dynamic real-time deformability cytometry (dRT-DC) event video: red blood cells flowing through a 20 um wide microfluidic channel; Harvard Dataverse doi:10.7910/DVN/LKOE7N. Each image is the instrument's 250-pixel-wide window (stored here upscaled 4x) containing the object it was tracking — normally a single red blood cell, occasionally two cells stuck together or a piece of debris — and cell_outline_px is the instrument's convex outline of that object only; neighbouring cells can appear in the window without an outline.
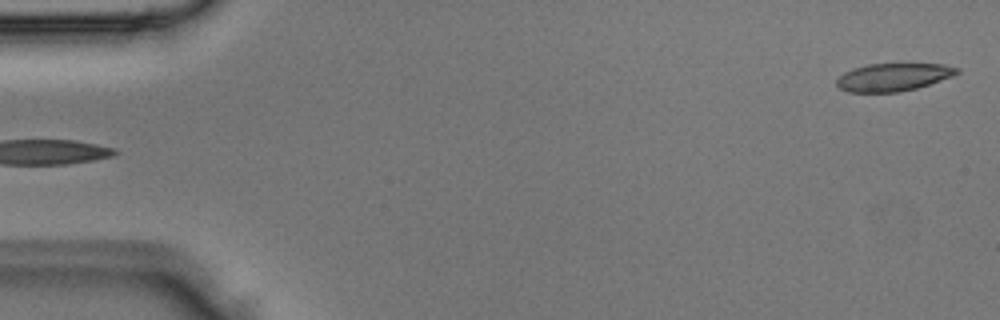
{"species": "Egyptian fruit bat (a non-hibernating species)", "species_latin": "Rousettus aegyptiacus", "temperature_condition": "room temperature", "stored_images_in_passage": 3, "segment_of_instrument_passage": [2, 2], "camera_frame_rate_fps": 3000, "um_per_image_px": 0.085, "animal": {"sex": "male"}, "frame": {"image": 1, "passage_image": 3, "time_ms": 0.667, "image_size_px": [1000, 320], "cell_outline_px": [[960, 72], [952, 76], [916, 88], [900, 92], [848, 92], [840, 88], [836, 84], [836, 80], [844, 72], [852, 68], [868, 64], [944, 64], [960, 68]], "centroid_in_image_um": [75.91, 6.55], "position_along_channel_um": 9.1, "area_um2": 19.42}}